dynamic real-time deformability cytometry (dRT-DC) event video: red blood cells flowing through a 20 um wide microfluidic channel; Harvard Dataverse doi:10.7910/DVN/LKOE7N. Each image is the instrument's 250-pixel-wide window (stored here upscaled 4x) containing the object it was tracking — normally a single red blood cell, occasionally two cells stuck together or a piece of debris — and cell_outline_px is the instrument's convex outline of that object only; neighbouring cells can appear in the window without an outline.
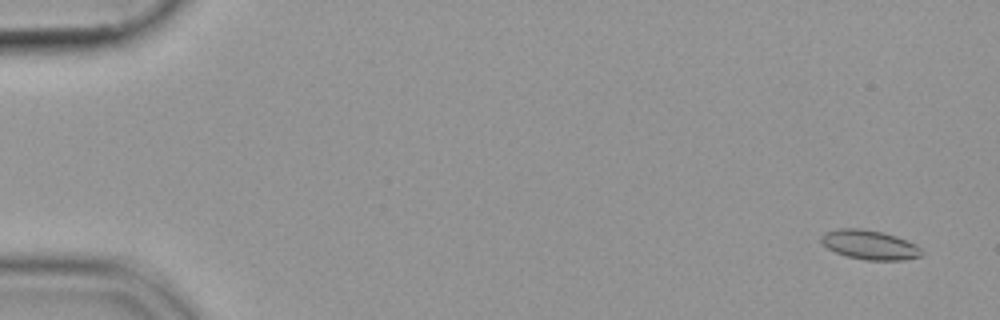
{"species": "common noctule bat (a hibernating species)", "species_latin": "Nyctalus noctula", "temperature_condition": "cold", "stored_images_in_passage": 55, "camera_frame_rate_fps": 3000, "um_per_image_px": 0.085, "animal": {"sex": "female", "body_mass_g": 19.9}, "frame": {"image": 1, "passage_image": 3, "time_ms": 0.667, "image_size_px": [1000, 320], "cell_outline_px": [[924, 252], [920, 256], [904, 260], [864, 260], [848, 256], [836, 252], [828, 248], [820, 240], [820, 236], [824, 232], [836, 228], [860, 228], [884, 232], [896, 236], [916, 244]], "centroid_in_image_um": [73.91, 20.79], "position_along_channel_um": 11.1, "area_um2": 17.28}}
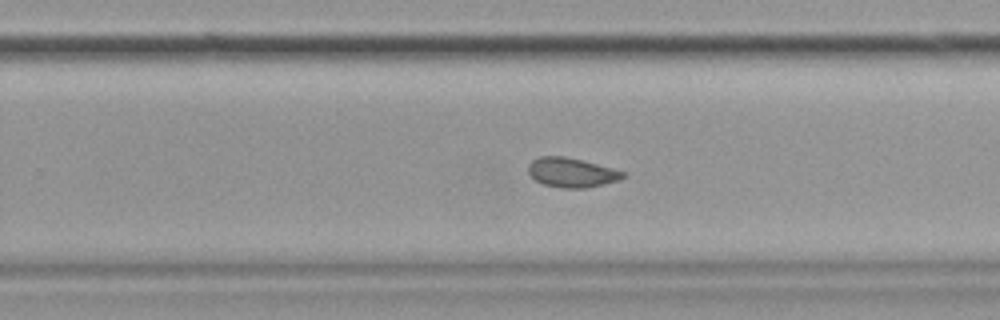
{"frame": {"image": 2, "passage_image": 36, "time_ms": 11.667, "image_size_px": [1000, 320], "cell_outline_px": [[628, 176], [620, 180], [604, 184], [584, 188], [560, 188], [544, 184], [536, 180], [528, 172], [528, 164], [532, 160], [540, 156], [564, 156], [612, 168], [624, 172]], "centroid_in_image_um": [48.59, 14.67], "position_along_channel_um": 281.2, "area_um2": 16.18}}
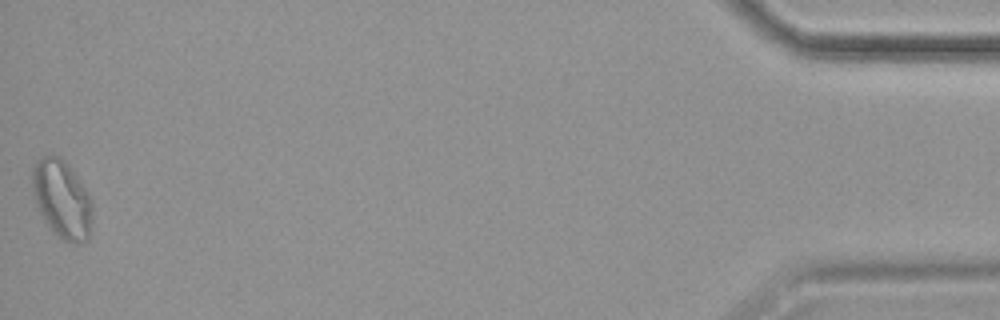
{"frame": {"image": 3, "passage_image": 55, "time_ms": 18.0, "image_size_px": [1000, 320], "cell_outline_px": [[92, 212], [88, 240], [80, 244], [72, 244], [64, 240], [44, 220], [36, 204], [32, 188], [32, 168], [44, 156], [52, 152], [60, 156], [68, 164], [88, 196], [92, 204]], "centroid_in_image_um": [5.25, 16.92], "position_along_channel_um": 429.9, "area_um2": 26.88}}